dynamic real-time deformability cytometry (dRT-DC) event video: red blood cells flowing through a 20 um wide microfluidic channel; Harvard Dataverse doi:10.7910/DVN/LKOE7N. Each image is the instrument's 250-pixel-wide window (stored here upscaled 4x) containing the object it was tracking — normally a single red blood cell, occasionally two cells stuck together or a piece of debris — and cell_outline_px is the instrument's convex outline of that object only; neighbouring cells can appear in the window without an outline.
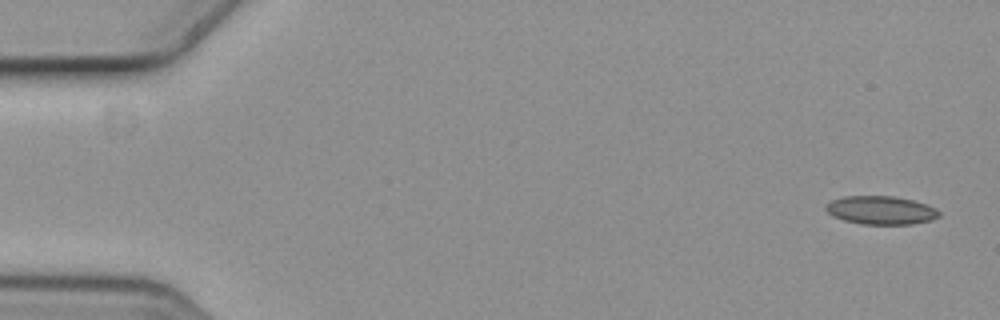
{"species": "common noctule bat (a hibernating species)", "species_latin": "Nyctalus noctula", "temperature_condition": "cold", "stored_images_in_passage": 5, "camera_frame_rate_fps": 3000, "um_per_image_px": 0.085, "animal": {"sex": "female", "body_mass_g": 19.3, "forearm_length_mm": 54.1}, "frame": {"image": 1, "passage_image": 1, "time_ms": 0.0, "image_size_px": [1000, 320], "cell_outline_px": [[940, 216], [932, 220], [912, 224], [860, 224], [844, 220], [832, 216], [824, 208], [832, 200], [844, 196], [892, 196], [912, 200], [928, 204], [940, 212]], "centroid_in_image_um": [74.89, 17.87], "position_along_channel_um": 10.1, "area_um2": 18.73}}